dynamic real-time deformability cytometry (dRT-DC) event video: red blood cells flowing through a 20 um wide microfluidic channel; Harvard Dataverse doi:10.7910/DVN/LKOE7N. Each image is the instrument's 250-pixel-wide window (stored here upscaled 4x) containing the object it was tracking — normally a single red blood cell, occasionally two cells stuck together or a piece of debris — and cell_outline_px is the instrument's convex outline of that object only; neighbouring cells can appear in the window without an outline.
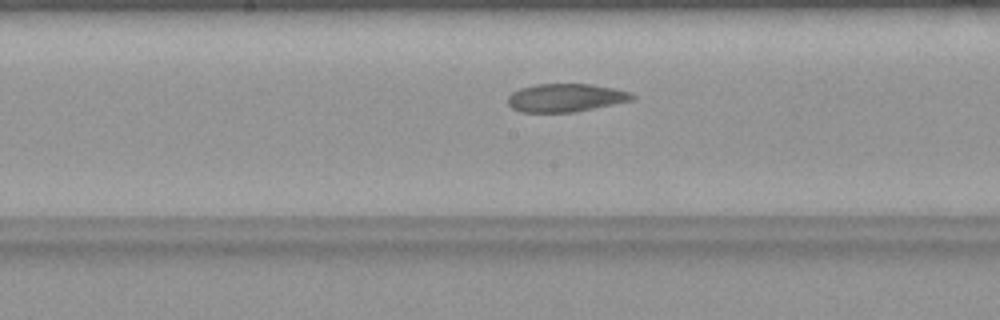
{"species": "common noctule bat (a hibernating species)", "species_latin": "Nyctalus noctula", "temperature_condition": "warm", "stored_images_in_passage": 33, "camera_frame_rate_fps": 3000, "um_per_image_px": 0.085, "animal": {"sex": "female", "body_mass_g": 19.9}, "frame": {"image": 1, "passage_image": 12, "time_ms": 3.667, "image_size_px": [1000, 320], "cell_outline_px": [[636, 100], [576, 112], [520, 112], [512, 108], [508, 104], [508, 96], [512, 92], [520, 88], [536, 84], [592, 84], [632, 92], [636, 96]], "centroid_in_image_um": [48.12, 8.31], "position_along_channel_um": 200.1, "area_um2": 20.69}}
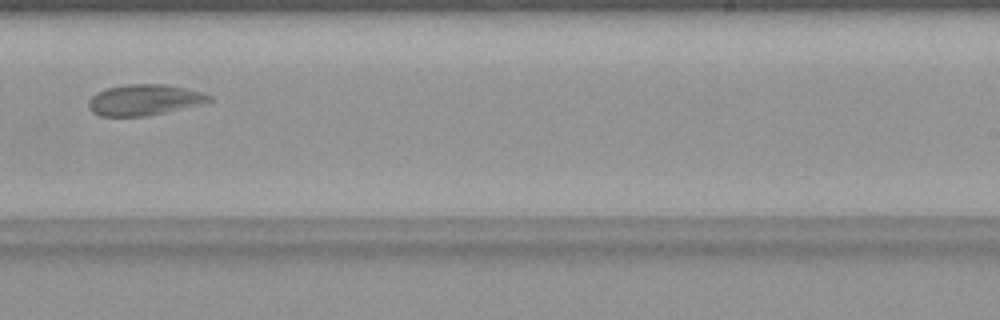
{"frame": {"image": 2, "passage_image": 17, "time_ms": 5.333, "image_size_px": [1000, 320], "cell_outline_px": [[212, 100], [204, 104], [148, 116], [100, 116], [92, 112], [88, 108], [88, 100], [96, 92], [108, 88], [128, 84], [164, 84], [184, 88], [200, 92], [212, 96]], "centroid_in_image_um": [12.26, 8.5], "position_along_channel_um": 276.7, "area_um2": 21.79}}
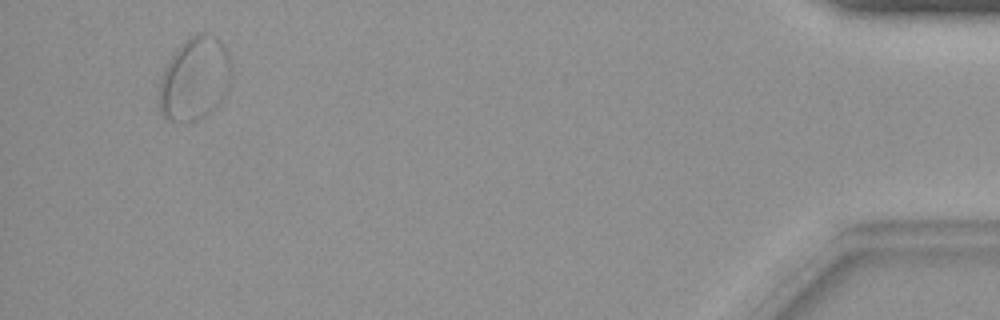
{"frame": {"image": 3, "passage_image": 31, "time_ms": 10.0, "image_size_px": [1000, 320], "cell_outline_px": [[232, 72], [228, 88], [224, 100], [212, 112], [200, 120], [188, 124], [176, 124], [168, 120], [160, 112], [156, 96], [160, 76], [164, 68], [176, 48], [192, 36], [216, 36], [224, 44], [228, 52], [232, 68]], "centroid_in_image_um": [16.53, 6.81], "position_along_channel_um": 418.7, "area_um2": 36.24}}